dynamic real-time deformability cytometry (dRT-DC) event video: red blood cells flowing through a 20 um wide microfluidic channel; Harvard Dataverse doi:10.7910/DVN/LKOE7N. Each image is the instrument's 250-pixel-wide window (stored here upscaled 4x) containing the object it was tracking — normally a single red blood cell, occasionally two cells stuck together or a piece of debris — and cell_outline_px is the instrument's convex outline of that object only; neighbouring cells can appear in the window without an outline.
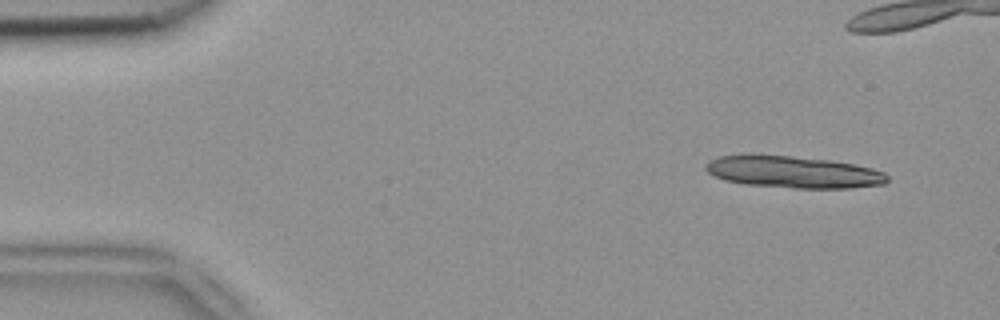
{"species": "common noctule bat (a hibernating species)", "species_latin": "Nyctalus noctula", "temperature_condition": "room temperature", "stored_images_in_passage": 13, "camera_frame_rate_fps": 3000, "um_per_image_px": 0.085, "animal": {"sex": "female", "body_mass_g": 18.4}, "frame": {"image": 1, "passage_image": 4, "time_ms": 1.0, "image_size_px": [1000, 320], "cell_outline_px": [[888, 180], [884, 184], [852, 188], [796, 188], [744, 184], [724, 180], [712, 176], [704, 168], [704, 164], [708, 160], [720, 156], [792, 156], [832, 160], [872, 168], [884, 172], [888, 176]], "centroid_in_image_um": [67.44, 14.64], "position_along_channel_um": 17.6, "area_um2": 33.52}}